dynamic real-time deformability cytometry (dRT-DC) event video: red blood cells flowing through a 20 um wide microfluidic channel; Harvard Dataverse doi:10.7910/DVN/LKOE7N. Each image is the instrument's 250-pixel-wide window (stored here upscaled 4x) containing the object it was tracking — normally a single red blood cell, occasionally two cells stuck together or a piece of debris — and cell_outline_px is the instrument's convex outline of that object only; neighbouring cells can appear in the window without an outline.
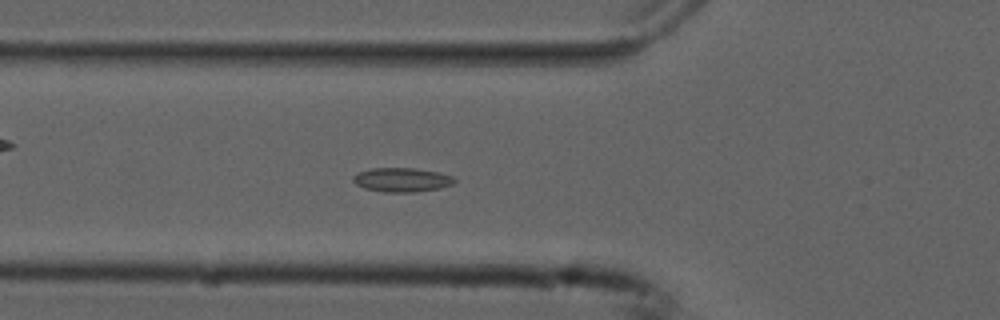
{"species": "common noctule bat (a hibernating species)", "species_latin": "Nyctalus noctula", "temperature_condition": "cold", "stored_images_in_passage": 54, "camera_frame_rate_fps": 3000, "um_per_image_px": 0.085, "animal": {"sex": "male", "forearm_length_mm": 52.5}, "frame": {"image": 1, "passage_image": 19, "time_ms": 6.0, "image_size_px": [1000, 320], "cell_outline_px": [[456, 180], [452, 184], [440, 188], [412, 192], [384, 192], [364, 188], [356, 184], [352, 180], [352, 176], [368, 168], [412, 168], [440, 172], [452, 176]], "centroid_in_image_um": [34.14, 15.28], "position_along_channel_um": 91.7, "area_um2": 14.22}}
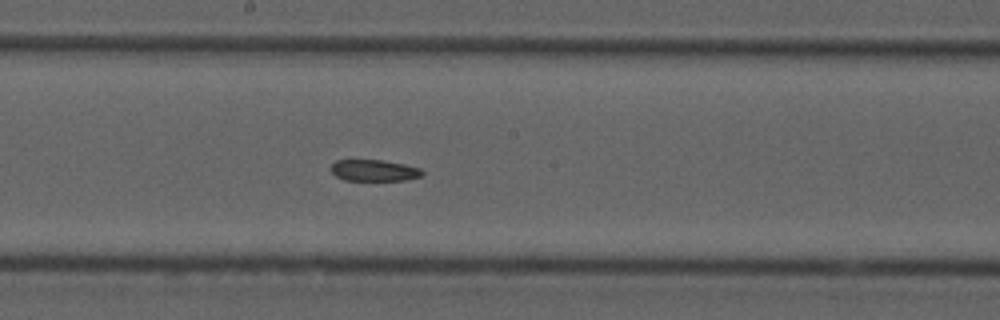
{"frame": {"image": 2, "passage_image": 29, "time_ms": 9.333, "image_size_px": [1000, 320], "cell_outline_px": [[424, 172], [420, 176], [404, 180], [344, 180], [336, 176], [328, 168], [336, 160], [380, 160], [404, 164], [420, 168]], "centroid_in_image_um": [31.75, 14.48], "position_along_channel_um": 216.4, "area_um2": 11.33}}
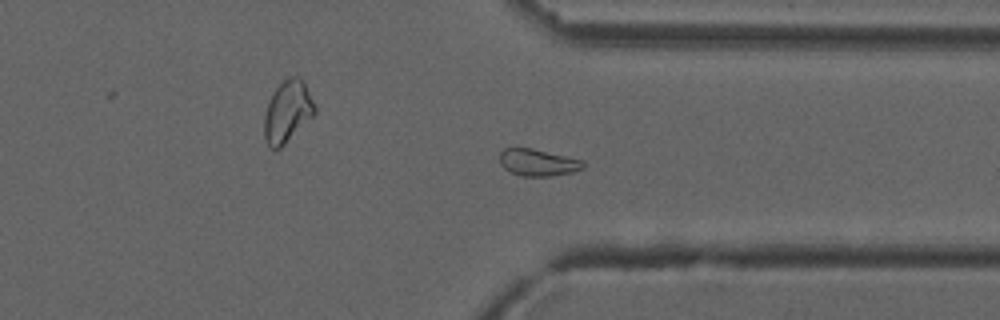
{"frame": {"image": 3, "passage_image": 41, "time_ms": 13.333, "image_size_px": [1000, 320], "cell_outline_px": [[584, 168], [572, 172], [552, 176], [520, 176], [504, 168], [500, 164], [500, 152], [504, 148], [532, 148], [584, 160]], "centroid_in_image_um": [45.73, 13.81], "position_along_channel_um": 365.7, "area_um2": 13.12}, "authors_computed_cell_mechanics": {"area_um2": 14.1321, "velocity_mm_per_s": 3.7436, "shape_relaxation_time_tau1_ms": null, "shape_relaxation_time_tau2_ms": 3.6971, "deformation_change_tau1": null, "deformation_change_tau2": 0.0634}}